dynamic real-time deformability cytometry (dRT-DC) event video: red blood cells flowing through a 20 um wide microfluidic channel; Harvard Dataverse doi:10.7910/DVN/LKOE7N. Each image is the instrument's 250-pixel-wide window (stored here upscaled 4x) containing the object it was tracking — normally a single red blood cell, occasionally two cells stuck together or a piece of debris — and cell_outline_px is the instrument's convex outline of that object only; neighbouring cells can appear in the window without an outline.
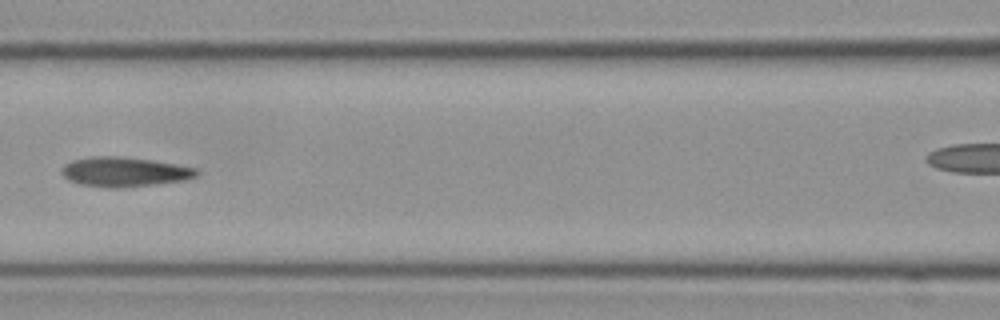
{"species": "Egyptian fruit bat (a non-hibernating species)", "species_latin": "Rousettus aegyptiacus", "temperature_condition": "cold", "stored_images_in_passage": 11, "camera_frame_rate_fps": 3000, "um_per_image_px": 0.085, "frame": {"image": 1, "passage_image": 4, "time_ms": 1.0, "image_size_px": [1000, 320], "cell_outline_px": [[200, 172], [196, 176], [184, 180], [124, 188], [108, 188], [80, 184], [64, 176], [60, 172], [64, 164], [72, 160], [92, 156], [120, 156], [176, 164], [196, 168]], "centroid_in_image_um": [10.56, 14.61], "position_along_channel_um": 156.0, "area_um2": 23.18}}
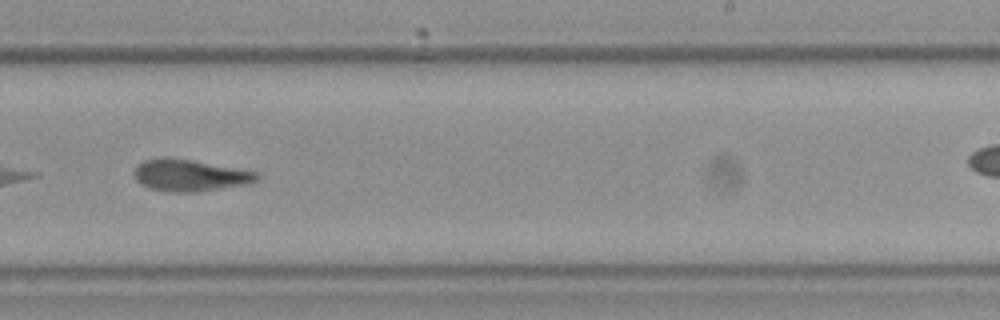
{"frame": {"image": 2, "passage_image": 7, "time_ms": 2.0, "image_size_px": [1000, 320], "cell_outline_px": [[260, 176], [256, 180], [248, 184], [196, 192], [172, 192], [148, 188], [140, 184], [136, 180], [132, 172], [136, 164], [144, 160], [192, 160], [260, 172]], "centroid_in_image_um": [16.15, 14.94], "position_along_channel_um": 272.8, "area_um2": 22.37}}
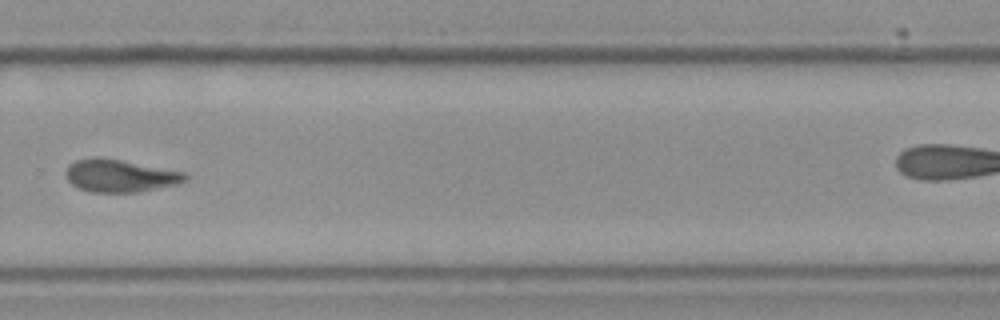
{"frame": {"image": 3, "passage_image": 8, "time_ms": 2.333, "image_size_px": [1000, 320], "cell_outline_px": [[188, 176], [184, 180], [172, 184], [136, 192], [92, 192], [80, 188], [72, 184], [68, 180], [64, 172], [68, 164], [76, 160], [92, 156], [120, 160], [184, 172]], "centroid_in_image_um": [10.09, 14.92], "position_along_channel_um": 319.7, "area_um2": 22.2}}